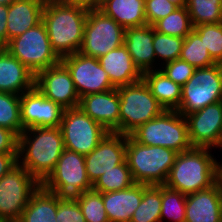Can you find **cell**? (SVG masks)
Instances as JSON below:
<instances>
[{
    "label": "cell",
    "mask_w": 222,
    "mask_h": 222,
    "mask_svg": "<svg viewBox=\"0 0 222 222\" xmlns=\"http://www.w3.org/2000/svg\"><path fill=\"white\" fill-rule=\"evenodd\" d=\"M64 149L60 127L25 129L18 136V164L42 184L54 170Z\"/></svg>",
    "instance_id": "obj_1"
},
{
    "label": "cell",
    "mask_w": 222,
    "mask_h": 222,
    "mask_svg": "<svg viewBox=\"0 0 222 222\" xmlns=\"http://www.w3.org/2000/svg\"><path fill=\"white\" fill-rule=\"evenodd\" d=\"M87 16L88 10L84 8L71 6L60 0L45 2L42 22L52 49L60 59L80 51Z\"/></svg>",
    "instance_id": "obj_2"
},
{
    "label": "cell",
    "mask_w": 222,
    "mask_h": 222,
    "mask_svg": "<svg viewBox=\"0 0 222 222\" xmlns=\"http://www.w3.org/2000/svg\"><path fill=\"white\" fill-rule=\"evenodd\" d=\"M209 148H192L177 154L165 186L185 195L213 186L220 176L219 164Z\"/></svg>",
    "instance_id": "obj_3"
},
{
    "label": "cell",
    "mask_w": 222,
    "mask_h": 222,
    "mask_svg": "<svg viewBox=\"0 0 222 222\" xmlns=\"http://www.w3.org/2000/svg\"><path fill=\"white\" fill-rule=\"evenodd\" d=\"M177 152L162 146H145L126 135V161L135 183L164 185Z\"/></svg>",
    "instance_id": "obj_4"
},
{
    "label": "cell",
    "mask_w": 222,
    "mask_h": 222,
    "mask_svg": "<svg viewBox=\"0 0 222 222\" xmlns=\"http://www.w3.org/2000/svg\"><path fill=\"white\" fill-rule=\"evenodd\" d=\"M130 136L145 146H162L177 153L189 151L187 121L177 110H164L159 116L142 124Z\"/></svg>",
    "instance_id": "obj_5"
},
{
    "label": "cell",
    "mask_w": 222,
    "mask_h": 222,
    "mask_svg": "<svg viewBox=\"0 0 222 222\" xmlns=\"http://www.w3.org/2000/svg\"><path fill=\"white\" fill-rule=\"evenodd\" d=\"M120 97V133L130 135L165 109L151 94L143 79L117 88Z\"/></svg>",
    "instance_id": "obj_6"
},
{
    "label": "cell",
    "mask_w": 222,
    "mask_h": 222,
    "mask_svg": "<svg viewBox=\"0 0 222 222\" xmlns=\"http://www.w3.org/2000/svg\"><path fill=\"white\" fill-rule=\"evenodd\" d=\"M5 49L35 75L61 61L52 49L42 21L25 33L9 40Z\"/></svg>",
    "instance_id": "obj_7"
},
{
    "label": "cell",
    "mask_w": 222,
    "mask_h": 222,
    "mask_svg": "<svg viewBox=\"0 0 222 222\" xmlns=\"http://www.w3.org/2000/svg\"><path fill=\"white\" fill-rule=\"evenodd\" d=\"M222 101V64L196 68L192 77L182 86L181 103L177 111L182 115L203 109Z\"/></svg>",
    "instance_id": "obj_8"
},
{
    "label": "cell",
    "mask_w": 222,
    "mask_h": 222,
    "mask_svg": "<svg viewBox=\"0 0 222 222\" xmlns=\"http://www.w3.org/2000/svg\"><path fill=\"white\" fill-rule=\"evenodd\" d=\"M41 185L61 197H74L92 190L85 156L65 148L54 170Z\"/></svg>",
    "instance_id": "obj_9"
},
{
    "label": "cell",
    "mask_w": 222,
    "mask_h": 222,
    "mask_svg": "<svg viewBox=\"0 0 222 222\" xmlns=\"http://www.w3.org/2000/svg\"><path fill=\"white\" fill-rule=\"evenodd\" d=\"M40 185L24 167L14 166L0 178V217L17 222Z\"/></svg>",
    "instance_id": "obj_10"
},
{
    "label": "cell",
    "mask_w": 222,
    "mask_h": 222,
    "mask_svg": "<svg viewBox=\"0 0 222 222\" xmlns=\"http://www.w3.org/2000/svg\"><path fill=\"white\" fill-rule=\"evenodd\" d=\"M60 128L65 148L84 156L95 149L108 133L79 107L64 109Z\"/></svg>",
    "instance_id": "obj_11"
},
{
    "label": "cell",
    "mask_w": 222,
    "mask_h": 222,
    "mask_svg": "<svg viewBox=\"0 0 222 222\" xmlns=\"http://www.w3.org/2000/svg\"><path fill=\"white\" fill-rule=\"evenodd\" d=\"M125 29L99 9L88 11L80 53L99 58L124 43Z\"/></svg>",
    "instance_id": "obj_12"
},
{
    "label": "cell",
    "mask_w": 222,
    "mask_h": 222,
    "mask_svg": "<svg viewBox=\"0 0 222 222\" xmlns=\"http://www.w3.org/2000/svg\"><path fill=\"white\" fill-rule=\"evenodd\" d=\"M61 62L67 67L80 98L115 88L98 58L76 52L63 57Z\"/></svg>",
    "instance_id": "obj_13"
},
{
    "label": "cell",
    "mask_w": 222,
    "mask_h": 222,
    "mask_svg": "<svg viewBox=\"0 0 222 222\" xmlns=\"http://www.w3.org/2000/svg\"><path fill=\"white\" fill-rule=\"evenodd\" d=\"M193 148L221 149L222 101L184 115Z\"/></svg>",
    "instance_id": "obj_14"
},
{
    "label": "cell",
    "mask_w": 222,
    "mask_h": 222,
    "mask_svg": "<svg viewBox=\"0 0 222 222\" xmlns=\"http://www.w3.org/2000/svg\"><path fill=\"white\" fill-rule=\"evenodd\" d=\"M35 87L46 98L59 104L63 109L79 106L80 97L67 67L61 61L39 71L35 75Z\"/></svg>",
    "instance_id": "obj_15"
},
{
    "label": "cell",
    "mask_w": 222,
    "mask_h": 222,
    "mask_svg": "<svg viewBox=\"0 0 222 222\" xmlns=\"http://www.w3.org/2000/svg\"><path fill=\"white\" fill-rule=\"evenodd\" d=\"M64 109L46 98L37 87L20 95V119L25 129L60 127Z\"/></svg>",
    "instance_id": "obj_16"
},
{
    "label": "cell",
    "mask_w": 222,
    "mask_h": 222,
    "mask_svg": "<svg viewBox=\"0 0 222 222\" xmlns=\"http://www.w3.org/2000/svg\"><path fill=\"white\" fill-rule=\"evenodd\" d=\"M126 160V135L108 132L97 147L85 155L88 179L93 185L103 173Z\"/></svg>",
    "instance_id": "obj_17"
},
{
    "label": "cell",
    "mask_w": 222,
    "mask_h": 222,
    "mask_svg": "<svg viewBox=\"0 0 222 222\" xmlns=\"http://www.w3.org/2000/svg\"><path fill=\"white\" fill-rule=\"evenodd\" d=\"M78 107L108 132L120 133V97L117 88L83 96Z\"/></svg>",
    "instance_id": "obj_18"
},
{
    "label": "cell",
    "mask_w": 222,
    "mask_h": 222,
    "mask_svg": "<svg viewBox=\"0 0 222 222\" xmlns=\"http://www.w3.org/2000/svg\"><path fill=\"white\" fill-rule=\"evenodd\" d=\"M185 222H222V183L186 196Z\"/></svg>",
    "instance_id": "obj_19"
},
{
    "label": "cell",
    "mask_w": 222,
    "mask_h": 222,
    "mask_svg": "<svg viewBox=\"0 0 222 222\" xmlns=\"http://www.w3.org/2000/svg\"><path fill=\"white\" fill-rule=\"evenodd\" d=\"M153 38L154 27L151 25L127 28L124 31L123 44L141 73L155 70L156 56L153 48Z\"/></svg>",
    "instance_id": "obj_20"
},
{
    "label": "cell",
    "mask_w": 222,
    "mask_h": 222,
    "mask_svg": "<svg viewBox=\"0 0 222 222\" xmlns=\"http://www.w3.org/2000/svg\"><path fill=\"white\" fill-rule=\"evenodd\" d=\"M35 86V74L0 48V92L22 95Z\"/></svg>",
    "instance_id": "obj_21"
},
{
    "label": "cell",
    "mask_w": 222,
    "mask_h": 222,
    "mask_svg": "<svg viewBox=\"0 0 222 222\" xmlns=\"http://www.w3.org/2000/svg\"><path fill=\"white\" fill-rule=\"evenodd\" d=\"M98 60L115 88L133 84L142 79V73L133 63L124 44L100 56Z\"/></svg>",
    "instance_id": "obj_22"
},
{
    "label": "cell",
    "mask_w": 222,
    "mask_h": 222,
    "mask_svg": "<svg viewBox=\"0 0 222 222\" xmlns=\"http://www.w3.org/2000/svg\"><path fill=\"white\" fill-rule=\"evenodd\" d=\"M143 197V184L102 193V200L109 222H130Z\"/></svg>",
    "instance_id": "obj_23"
},
{
    "label": "cell",
    "mask_w": 222,
    "mask_h": 222,
    "mask_svg": "<svg viewBox=\"0 0 222 222\" xmlns=\"http://www.w3.org/2000/svg\"><path fill=\"white\" fill-rule=\"evenodd\" d=\"M45 0H16L8 6L7 43L42 21Z\"/></svg>",
    "instance_id": "obj_24"
},
{
    "label": "cell",
    "mask_w": 222,
    "mask_h": 222,
    "mask_svg": "<svg viewBox=\"0 0 222 222\" xmlns=\"http://www.w3.org/2000/svg\"><path fill=\"white\" fill-rule=\"evenodd\" d=\"M145 0H105L99 10L124 29L147 25Z\"/></svg>",
    "instance_id": "obj_25"
},
{
    "label": "cell",
    "mask_w": 222,
    "mask_h": 222,
    "mask_svg": "<svg viewBox=\"0 0 222 222\" xmlns=\"http://www.w3.org/2000/svg\"><path fill=\"white\" fill-rule=\"evenodd\" d=\"M142 79L165 110H177L181 103L182 87L168 78L160 69L142 73Z\"/></svg>",
    "instance_id": "obj_26"
},
{
    "label": "cell",
    "mask_w": 222,
    "mask_h": 222,
    "mask_svg": "<svg viewBox=\"0 0 222 222\" xmlns=\"http://www.w3.org/2000/svg\"><path fill=\"white\" fill-rule=\"evenodd\" d=\"M57 207L58 195L40 185L17 222H57Z\"/></svg>",
    "instance_id": "obj_27"
},
{
    "label": "cell",
    "mask_w": 222,
    "mask_h": 222,
    "mask_svg": "<svg viewBox=\"0 0 222 222\" xmlns=\"http://www.w3.org/2000/svg\"><path fill=\"white\" fill-rule=\"evenodd\" d=\"M162 185L143 184V197L130 222H160Z\"/></svg>",
    "instance_id": "obj_28"
},
{
    "label": "cell",
    "mask_w": 222,
    "mask_h": 222,
    "mask_svg": "<svg viewBox=\"0 0 222 222\" xmlns=\"http://www.w3.org/2000/svg\"><path fill=\"white\" fill-rule=\"evenodd\" d=\"M133 184L135 182L125 160L122 164L113 167L112 170L103 173L92 185V190L100 193L119 191L129 188Z\"/></svg>",
    "instance_id": "obj_29"
},
{
    "label": "cell",
    "mask_w": 222,
    "mask_h": 222,
    "mask_svg": "<svg viewBox=\"0 0 222 222\" xmlns=\"http://www.w3.org/2000/svg\"><path fill=\"white\" fill-rule=\"evenodd\" d=\"M192 26L222 22V0H187Z\"/></svg>",
    "instance_id": "obj_30"
},
{
    "label": "cell",
    "mask_w": 222,
    "mask_h": 222,
    "mask_svg": "<svg viewBox=\"0 0 222 222\" xmlns=\"http://www.w3.org/2000/svg\"><path fill=\"white\" fill-rule=\"evenodd\" d=\"M180 59L195 68H206L216 64L209 55L208 49L205 48L200 36L194 30L184 39Z\"/></svg>",
    "instance_id": "obj_31"
},
{
    "label": "cell",
    "mask_w": 222,
    "mask_h": 222,
    "mask_svg": "<svg viewBox=\"0 0 222 222\" xmlns=\"http://www.w3.org/2000/svg\"><path fill=\"white\" fill-rule=\"evenodd\" d=\"M153 27L160 33L180 38H185L193 30L186 6L176 8L170 15L157 21Z\"/></svg>",
    "instance_id": "obj_32"
},
{
    "label": "cell",
    "mask_w": 222,
    "mask_h": 222,
    "mask_svg": "<svg viewBox=\"0 0 222 222\" xmlns=\"http://www.w3.org/2000/svg\"><path fill=\"white\" fill-rule=\"evenodd\" d=\"M0 127L12 130L17 136L23 131L20 95L0 92Z\"/></svg>",
    "instance_id": "obj_33"
},
{
    "label": "cell",
    "mask_w": 222,
    "mask_h": 222,
    "mask_svg": "<svg viewBox=\"0 0 222 222\" xmlns=\"http://www.w3.org/2000/svg\"><path fill=\"white\" fill-rule=\"evenodd\" d=\"M185 194L162 185V203L160 222L170 219L172 222H185Z\"/></svg>",
    "instance_id": "obj_34"
},
{
    "label": "cell",
    "mask_w": 222,
    "mask_h": 222,
    "mask_svg": "<svg viewBox=\"0 0 222 222\" xmlns=\"http://www.w3.org/2000/svg\"><path fill=\"white\" fill-rule=\"evenodd\" d=\"M77 200L86 222H109L102 193L89 190L74 196Z\"/></svg>",
    "instance_id": "obj_35"
},
{
    "label": "cell",
    "mask_w": 222,
    "mask_h": 222,
    "mask_svg": "<svg viewBox=\"0 0 222 222\" xmlns=\"http://www.w3.org/2000/svg\"><path fill=\"white\" fill-rule=\"evenodd\" d=\"M216 63L222 64V22L193 27Z\"/></svg>",
    "instance_id": "obj_36"
},
{
    "label": "cell",
    "mask_w": 222,
    "mask_h": 222,
    "mask_svg": "<svg viewBox=\"0 0 222 222\" xmlns=\"http://www.w3.org/2000/svg\"><path fill=\"white\" fill-rule=\"evenodd\" d=\"M185 38L169 36L154 29L153 48L156 60L158 58L168 63L180 58L182 45Z\"/></svg>",
    "instance_id": "obj_37"
},
{
    "label": "cell",
    "mask_w": 222,
    "mask_h": 222,
    "mask_svg": "<svg viewBox=\"0 0 222 222\" xmlns=\"http://www.w3.org/2000/svg\"><path fill=\"white\" fill-rule=\"evenodd\" d=\"M162 65L160 70L181 87L192 77L196 70L194 66L180 58Z\"/></svg>",
    "instance_id": "obj_38"
},
{
    "label": "cell",
    "mask_w": 222,
    "mask_h": 222,
    "mask_svg": "<svg viewBox=\"0 0 222 222\" xmlns=\"http://www.w3.org/2000/svg\"><path fill=\"white\" fill-rule=\"evenodd\" d=\"M57 222H86L82 210L74 197L58 195Z\"/></svg>",
    "instance_id": "obj_39"
},
{
    "label": "cell",
    "mask_w": 222,
    "mask_h": 222,
    "mask_svg": "<svg viewBox=\"0 0 222 222\" xmlns=\"http://www.w3.org/2000/svg\"><path fill=\"white\" fill-rule=\"evenodd\" d=\"M145 16L147 25L153 26L157 21L170 15L178 8L168 0H145Z\"/></svg>",
    "instance_id": "obj_40"
},
{
    "label": "cell",
    "mask_w": 222,
    "mask_h": 222,
    "mask_svg": "<svg viewBox=\"0 0 222 222\" xmlns=\"http://www.w3.org/2000/svg\"><path fill=\"white\" fill-rule=\"evenodd\" d=\"M18 153V136L9 129L0 127V154Z\"/></svg>",
    "instance_id": "obj_41"
},
{
    "label": "cell",
    "mask_w": 222,
    "mask_h": 222,
    "mask_svg": "<svg viewBox=\"0 0 222 222\" xmlns=\"http://www.w3.org/2000/svg\"><path fill=\"white\" fill-rule=\"evenodd\" d=\"M18 153H2L0 154V178L14 168L18 164Z\"/></svg>",
    "instance_id": "obj_42"
},
{
    "label": "cell",
    "mask_w": 222,
    "mask_h": 222,
    "mask_svg": "<svg viewBox=\"0 0 222 222\" xmlns=\"http://www.w3.org/2000/svg\"><path fill=\"white\" fill-rule=\"evenodd\" d=\"M8 6L0 5V48L7 45Z\"/></svg>",
    "instance_id": "obj_43"
},
{
    "label": "cell",
    "mask_w": 222,
    "mask_h": 222,
    "mask_svg": "<svg viewBox=\"0 0 222 222\" xmlns=\"http://www.w3.org/2000/svg\"><path fill=\"white\" fill-rule=\"evenodd\" d=\"M60 1L71 6L84 8L88 11L100 8V0H60Z\"/></svg>",
    "instance_id": "obj_44"
},
{
    "label": "cell",
    "mask_w": 222,
    "mask_h": 222,
    "mask_svg": "<svg viewBox=\"0 0 222 222\" xmlns=\"http://www.w3.org/2000/svg\"><path fill=\"white\" fill-rule=\"evenodd\" d=\"M170 3L175 4L177 7L186 6L187 0H168Z\"/></svg>",
    "instance_id": "obj_45"
},
{
    "label": "cell",
    "mask_w": 222,
    "mask_h": 222,
    "mask_svg": "<svg viewBox=\"0 0 222 222\" xmlns=\"http://www.w3.org/2000/svg\"><path fill=\"white\" fill-rule=\"evenodd\" d=\"M16 0H0V5L9 6Z\"/></svg>",
    "instance_id": "obj_46"
},
{
    "label": "cell",
    "mask_w": 222,
    "mask_h": 222,
    "mask_svg": "<svg viewBox=\"0 0 222 222\" xmlns=\"http://www.w3.org/2000/svg\"><path fill=\"white\" fill-rule=\"evenodd\" d=\"M219 172H220L219 180L220 182H222V163L219 164Z\"/></svg>",
    "instance_id": "obj_47"
},
{
    "label": "cell",
    "mask_w": 222,
    "mask_h": 222,
    "mask_svg": "<svg viewBox=\"0 0 222 222\" xmlns=\"http://www.w3.org/2000/svg\"><path fill=\"white\" fill-rule=\"evenodd\" d=\"M0 222H11V221H9V220H7V219H4V218L0 217Z\"/></svg>",
    "instance_id": "obj_48"
},
{
    "label": "cell",
    "mask_w": 222,
    "mask_h": 222,
    "mask_svg": "<svg viewBox=\"0 0 222 222\" xmlns=\"http://www.w3.org/2000/svg\"><path fill=\"white\" fill-rule=\"evenodd\" d=\"M105 0H100V6H101V4L104 2Z\"/></svg>",
    "instance_id": "obj_49"
}]
</instances>
